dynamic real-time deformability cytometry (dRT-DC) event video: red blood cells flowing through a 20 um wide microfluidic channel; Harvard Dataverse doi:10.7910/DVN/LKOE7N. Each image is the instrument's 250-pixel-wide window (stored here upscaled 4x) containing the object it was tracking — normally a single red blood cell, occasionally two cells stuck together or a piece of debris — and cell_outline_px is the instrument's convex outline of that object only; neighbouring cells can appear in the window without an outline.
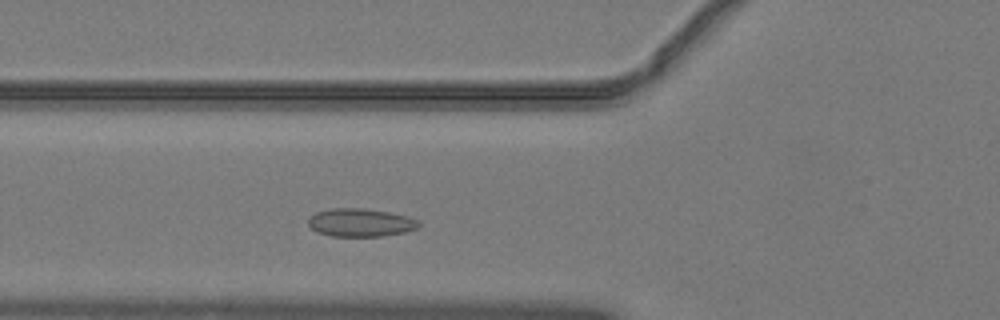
{"species": "common noctule bat (a hibernating species)", "species_latin": "Nyctalus noctula", "temperature_condition": "warm", "stored_images_in_passage": 40, "camera_frame_rate_fps": 3000, "um_per_image_px": 0.085, "animal": {"sex": "male", "body_mass_g": 19.2, "forearm_length_mm": 51.8}, "frame": {"image": 1, "passage_image": 8, "time_ms": 2.333, "image_size_px": [1000, 320], "cell_outline_px": [[420, 224], [416, 228], [404, 232], [384, 236], [332, 236], [316, 232], [308, 224], [308, 216], [316, 212], [332, 208], [360, 208], [388, 212], [408, 216], [416, 220]], "centroid_in_image_um": [30.59, 18.92], "position_along_channel_um": 95.2, "area_um2": 18.03}}
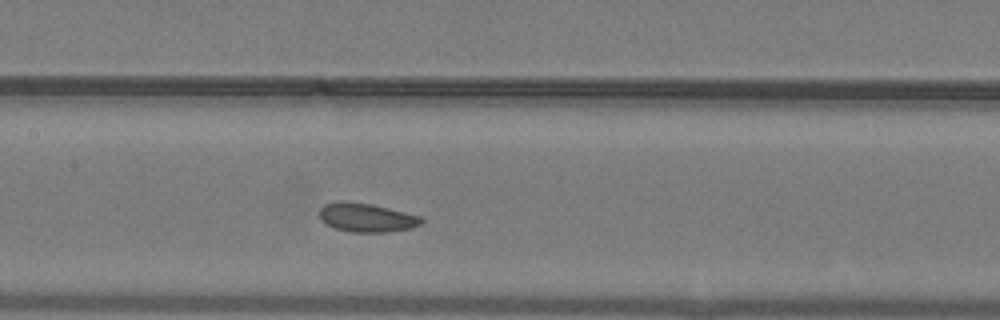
{"frame": {"image": 2, "passage_image": 14, "time_ms": 4.333, "image_size_px": [1000, 320], "cell_outline_px": [[424, 220], [420, 224], [412, 228], [388, 232], [352, 232], [336, 228], [324, 224], [320, 220], [320, 208], [324, 204], [340, 200], [344, 200], [372, 204], [420, 216]], "centroid_in_image_um": [31.12, 18.48], "position_along_channel_um": 176.3, "area_um2": 17.22}}
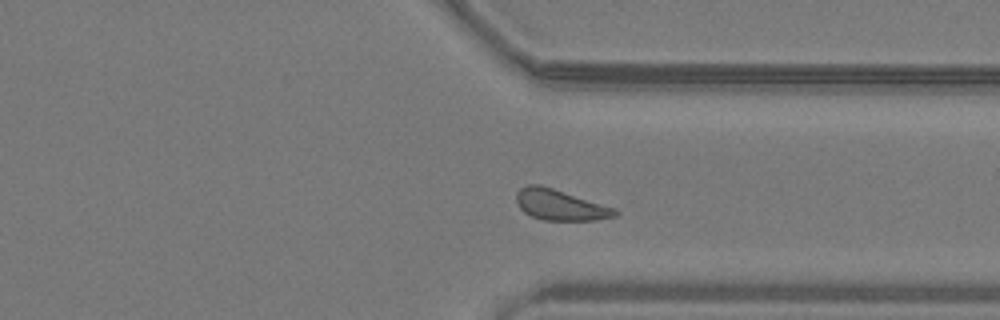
{"frame": {"image": 3, "passage_image": 28, "time_ms": 9.0, "image_size_px": [1000, 320], "cell_outline_px": [[620, 212], [616, 216], [596, 220], [544, 220], [532, 216], [524, 212], [520, 208], [516, 200], [516, 192], [520, 188], [528, 184], [540, 184], [616, 208]], "centroid_in_image_um": [47.62, 17.41], "position_along_channel_um": 363.8, "area_um2": 17.69}, "authors_computed_cell_mechanics": {"area_um2": 17.3689, "velocity_mm_per_s": 4.0226, "shape_relaxation_time_tau1_ms": 2.328, "shape_relaxation_time_tau2_ms": 7.1194, "deformation_change_tau1": 0.0693, "deformation_change_tau2": 0.1377}}